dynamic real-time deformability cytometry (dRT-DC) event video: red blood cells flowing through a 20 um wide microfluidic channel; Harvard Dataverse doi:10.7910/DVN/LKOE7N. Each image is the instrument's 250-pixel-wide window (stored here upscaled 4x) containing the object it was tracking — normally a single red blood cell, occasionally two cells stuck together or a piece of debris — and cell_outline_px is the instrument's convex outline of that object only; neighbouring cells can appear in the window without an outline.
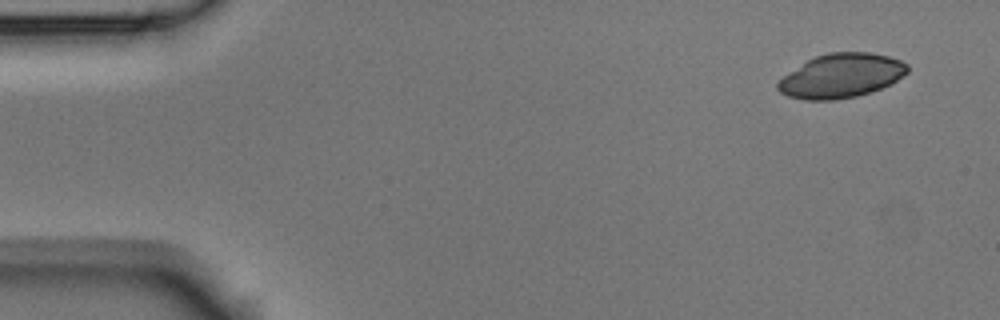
{"species": "Egyptian fruit bat (a non-hibernating species)", "species_latin": "Rousettus aegyptiacus", "temperature_condition": "room temperature", "stored_images_in_passage": 7, "camera_frame_rate_fps": 3000, "um_per_image_px": 0.085, "animal": {"sex": "male"}, "frame": {"image": 1, "passage_image": 1, "time_ms": 0.0, "image_size_px": [1000, 320], "cell_outline_px": [[908, 72], [892, 84], [872, 92], [856, 96], [832, 100], [804, 100], [788, 96], [780, 92], [776, 88], [776, 84], [784, 76], [808, 60], [816, 56], [828, 52], [872, 52], [888, 56], [900, 60], [908, 64]], "centroid_in_image_um": [71.54, 6.44], "position_along_channel_um": 13.5, "area_um2": 33.35}}